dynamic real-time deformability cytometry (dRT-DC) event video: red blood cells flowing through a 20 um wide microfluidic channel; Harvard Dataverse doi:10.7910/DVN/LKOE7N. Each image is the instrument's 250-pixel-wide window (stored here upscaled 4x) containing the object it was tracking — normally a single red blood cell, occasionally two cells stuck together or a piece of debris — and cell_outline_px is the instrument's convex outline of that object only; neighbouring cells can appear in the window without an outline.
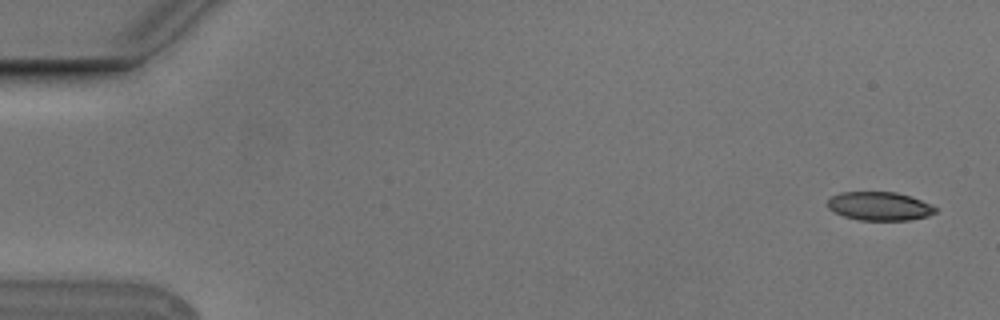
{"species": "Egyptian fruit bat (a non-hibernating species)", "species_latin": "Rousettus aegyptiacus", "temperature_condition": "cold", "stored_images_in_passage": 6, "camera_frame_rate_fps": 3000, "um_per_image_px": 0.085, "animal": {"sex": "male"}, "frame": {"image": 1, "passage_image": 1, "time_ms": 0.0, "image_size_px": [1000, 320], "cell_outline_px": [[936, 212], [928, 216], [908, 220], [860, 220], [844, 216], [828, 208], [828, 200], [832, 196], [840, 192], [896, 192], [912, 196], [932, 204], [936, 208]], "centroid_in_image_um": [74.79, 17.51], "position_along_channel_um": 10.2, "area_um2": 17.98}}